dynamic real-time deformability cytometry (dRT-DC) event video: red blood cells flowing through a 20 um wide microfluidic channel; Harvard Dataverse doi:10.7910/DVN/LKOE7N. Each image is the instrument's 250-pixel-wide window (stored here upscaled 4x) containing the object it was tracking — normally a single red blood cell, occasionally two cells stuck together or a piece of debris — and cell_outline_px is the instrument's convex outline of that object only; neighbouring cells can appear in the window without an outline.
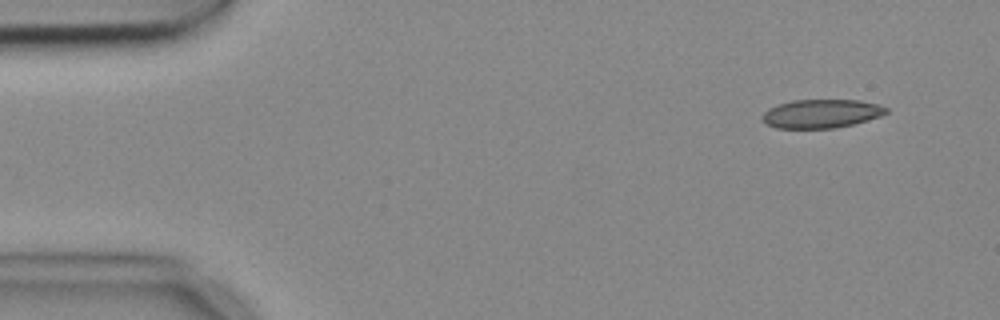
{"species": "common noctule bat (a hibernating species)", "species_latin": "Nyctalus noctula", "temperature_condition": "cold", "stored_images_in_passage": 4, "camera_frame_rate_fps": 3000, "um_per_image_px": 0.085, "animal": {"sex": "female", "body_mass_g": 18.4}, "frame": {"image": 1, "passage_image": 1, "time_ms": 0.0, "image_size_px": [1000, 320], "cell_outline_px": [[888, 112], [880, 116], [868, 120], [836, 128], [776, 128], [768, 124], [764, 120], [764, 112], [768, 108], [792, 100], [860, 100], [876, 104], [888, 108]], "centroid_in_image_um": [69.84, 9.66], "position_along_channel_um": 15.2, "area_um2": 20.46}}
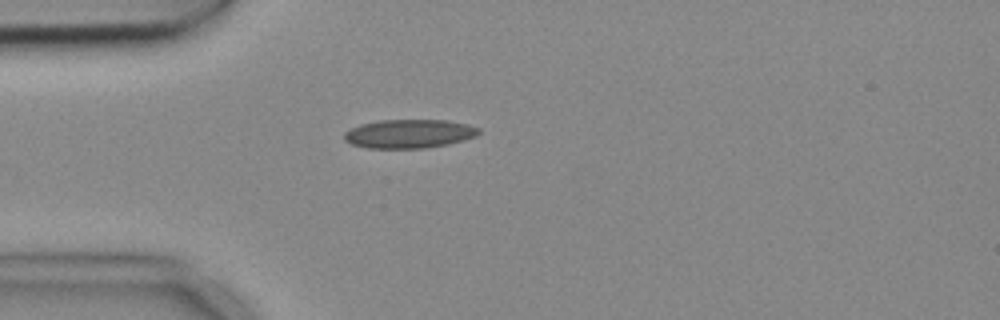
{"frame": {"image": 2, "passage_image": 3, "time_ms": 0.667, "image_size_px": [1000, 320], "cell_outline_px": [[480, 132], [476, 136], [448, 144], [424, 148], [368, 148], [352, 144], [344, 140], [344, 132], [360, 124], [380, 120], [448, 120], [468, 124], [480, 128]], "centroid_in_image_um": [34.78, 11.36], "position_along_channel_um": 50.2, "area_um2": 22.54}}